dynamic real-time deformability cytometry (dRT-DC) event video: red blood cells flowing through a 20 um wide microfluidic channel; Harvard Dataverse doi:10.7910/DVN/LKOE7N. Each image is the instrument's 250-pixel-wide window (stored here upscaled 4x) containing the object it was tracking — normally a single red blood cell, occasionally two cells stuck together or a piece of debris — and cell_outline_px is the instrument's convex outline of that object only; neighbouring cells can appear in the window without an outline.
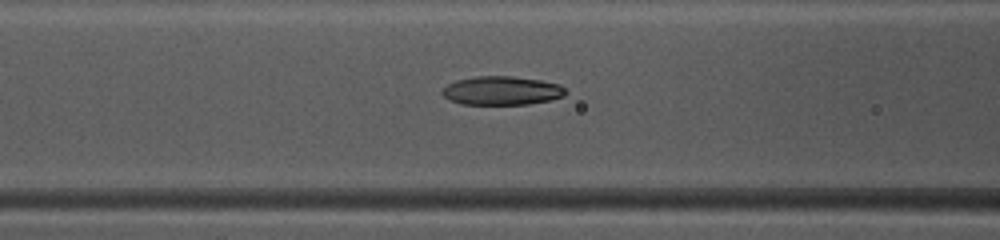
{"species": "common noctule bat (a hibernating species)", "species_latin": "Nyctalus noctula", "temperature_condition": "warm", "stored_images_in_passage": 47, "camera_frame_rate_fps": 3000, "um_per_image_px": 0.085, "animal": {"sex": "female", "body_mass_g": 10.0, "forearm_length_mm": 53.1}, "frame": {"image": 1, "passage_image": 19, "time_ms": 6.0, "image_size_px": [1000, 240], "cell_outline_px": [[568, 92], [564, 96], [548, 100], [528, 104], [460, 104], [448, 100], [440, 92], [448, 84], [456, 80], [476, 76], [512, 76], [540, 80], [560, 84]], "centroid_in_image_um": [42.64, 7.7], "position_along_channel_um": 124.0, "area_um2": 20.69}}
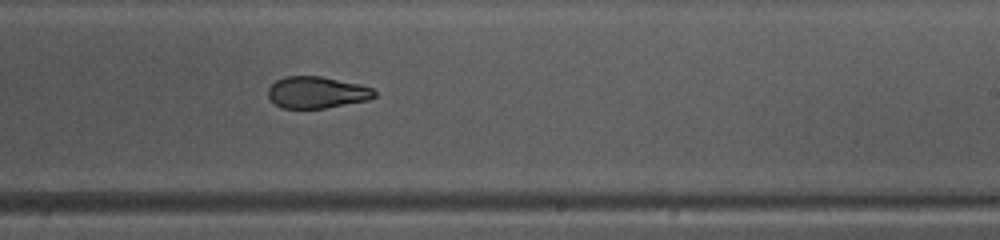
{"frame": {"image": 2, "passage_image": 29, "time_ms": 9.333, "image_size_px": [1000, 240], "cell_outline_px": [[376, 96], [368, 100], [324, 108], [280, 108], [268, 96], [268, 88], [276, 80], [284, 76], [320, 76], [360, 84], [372, 88], [376, 92]], "centroid_in_image_um": [26.93, 7.85], "position_along_channel_um": 262.1, "area_um2": 19.59}}
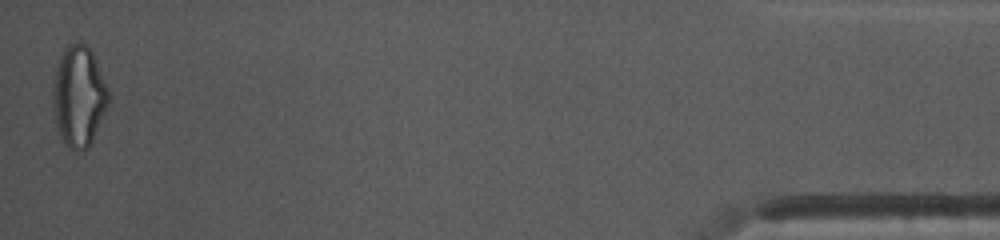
{"frame": {"image": 3, "passage_image": 47, "time_ms": 15.333, "image_size_px": [1000, 240], "cell_outline_px": [[108, 104], [92, 140], [88, 148], [84, 152], [72, 148], [64, 144], [60, 136], [56, 124], [52, 88], [56, 68], [60, 56], [64, 48], [68, 44], [84, 44], [92, 52], [108, 88]], "centroid_in_image_um": [6.69, 8.19], "position_along_channel_um": 428.5, "area_um2": 32.08}, "authors_computed_cell_mechanics": {"area_um2": 21.0392, "velocity_mm_per_s": 4.1309, "shape_relaxation_time_tau1_ms": 3.9446, "shape_relaxation_time_tau2_ms": 1.8966, "deformation_change_tau1": 0.1836, "deformation_change_tau2": 0.0845}}